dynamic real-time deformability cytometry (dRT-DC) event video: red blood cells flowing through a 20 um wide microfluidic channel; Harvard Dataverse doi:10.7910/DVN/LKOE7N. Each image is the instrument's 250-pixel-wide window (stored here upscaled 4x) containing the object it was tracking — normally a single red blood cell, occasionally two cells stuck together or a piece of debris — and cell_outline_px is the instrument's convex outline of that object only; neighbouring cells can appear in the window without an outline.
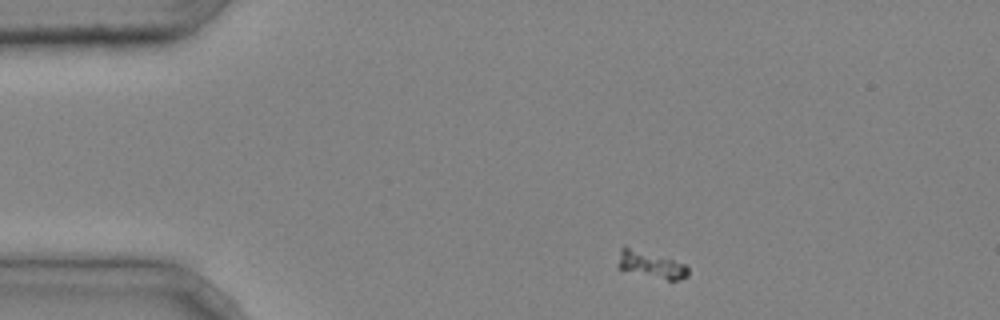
{"species": "common noctule bat (a hibernating species)", "species_latin": "Nyctalus noctula", "temperature_condition": "cold", "stored_images_in_passage": 3, "camera_frame_rate_fps": 3000, "um_per_image_px": 0.085, "animal": {"sex": "male", "body_mass_g": 20.4}, "frame": {"image": 1, "passage_image": 1, "time_ms": 0.0, "image_size_px": [1000, 320], "cell_outline_px": [[688, 276], [676, 280], [668, 280], [616, 268], [616, 264], [620, 248], [624, 244], [684, 264], [688, 268]], "centroid_in_image_um": [55.24, 22.46], "position_along_channel_um": 29.8, "area_um2": 10.92}}